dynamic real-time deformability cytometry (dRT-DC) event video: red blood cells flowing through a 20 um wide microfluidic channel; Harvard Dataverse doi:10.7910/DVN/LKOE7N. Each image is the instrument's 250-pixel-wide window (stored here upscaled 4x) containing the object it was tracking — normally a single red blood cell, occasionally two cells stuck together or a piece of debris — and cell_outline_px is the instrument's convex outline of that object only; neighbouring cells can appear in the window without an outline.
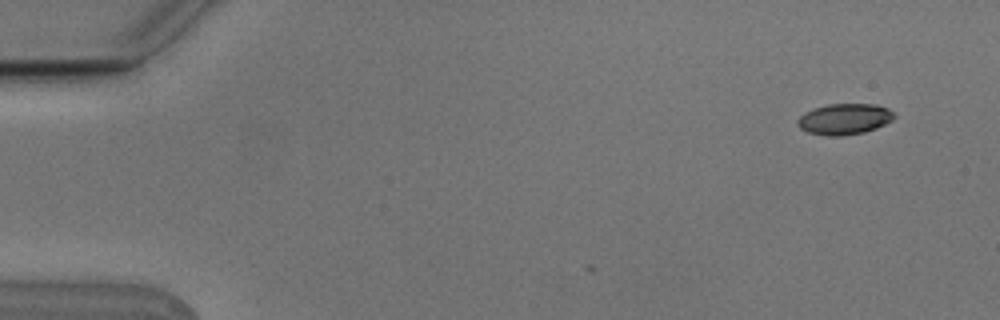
{"species": "Egyptian fruit bat (a non-hibernating species)", "species_latin": "Rousettus aegyptiacus", "temperature_condition": "cold", "stored_images_in_passage": 2, "camera_frame_rate_fps": 3000, "um_per_image_px": 0.085, "animal": {"sex": "male"}, "frame": {"image": 1, "passage_image": 2, "time_ms": 0.333, "image_size_px": [1000, 320], "cell_outline_px": [[896, 116], [892, 120], [876, 128], [864, 132], [840, 136], [828, 136], [808, 132], [800, 128], [796, 124], [796, 120], [804, 112], [828, 104], [876, 104], [888, 108]], "centroid_in_image_um": [71.76, 10.12], "position_along_channel_um": 13.2, "area_um2": 17.4}}